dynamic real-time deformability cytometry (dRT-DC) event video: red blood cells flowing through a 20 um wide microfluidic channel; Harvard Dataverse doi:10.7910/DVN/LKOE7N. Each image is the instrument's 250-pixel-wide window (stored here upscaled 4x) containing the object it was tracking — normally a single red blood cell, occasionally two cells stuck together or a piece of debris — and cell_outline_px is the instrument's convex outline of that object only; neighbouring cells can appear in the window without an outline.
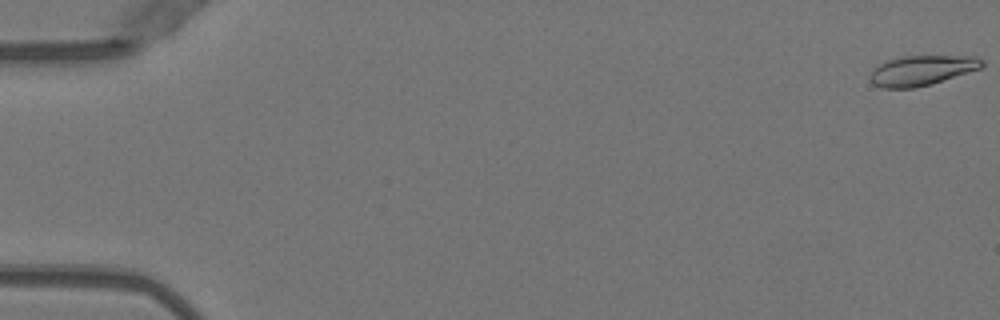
{"species": "Egyptian fruit bat (a non-hibernating species)", "species_latin": "Rousettus aegyptiacus", "temperature_condition": "warm", "stored_images_in_passage": 18, "camera_frame_rate_fps": 3000, "um_per_image_px": 0.085, "animal": {"sex": "female"}, "frame": {"image": 1, "passage_image": 1, "time_ms": 0.0, "image_size_px": [1000, 320], "cell_outline_px": [[984, 64], [980, 68], [932, 84], [916, 88], [884, 88], [872, 84], [868, 76], [880, 64], [888, 60], [900, 56], [976, 56], [984, 60]], "centroid_in_image_um": [78.35, 5.99], "position_along_channel_um": 6.7, "area_um2": 19.54}}
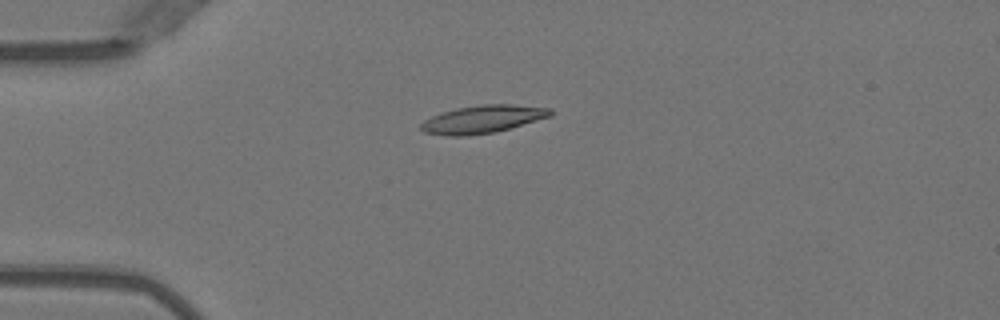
{"frame": {"image": 2, "passage_image": 14, "time_ms": 4.333, "image_size_px": [1000, 320], "cell_outline_px": [[552, 116], [496, 132], [468, 136], [444, 136], [424, 132], [420, 128], [420, 124], [424, 120], [432, 116], [456, 108], [480, 104], [512, 104], [552, 108]], "centroid_in_image_um": [41.03, 10.14], "position_along_channel_um": 44.0, "area_um2": 21.15}}